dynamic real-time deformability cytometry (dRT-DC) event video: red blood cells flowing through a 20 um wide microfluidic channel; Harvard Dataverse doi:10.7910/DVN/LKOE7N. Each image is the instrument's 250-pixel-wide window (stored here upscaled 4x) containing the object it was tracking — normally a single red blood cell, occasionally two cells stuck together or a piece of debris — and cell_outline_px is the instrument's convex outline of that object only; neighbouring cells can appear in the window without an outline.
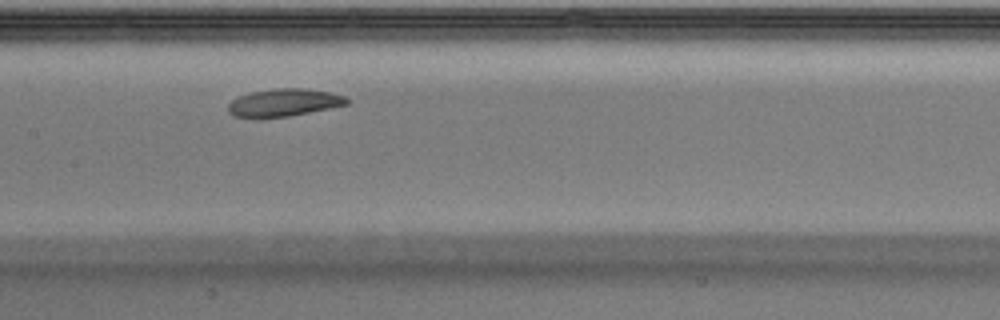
{"species": "Egyptian fruit bat (a non-hibernating species)", "species_latin": "Rousettus aegyptiacus", "temperature_condition": "warm", "stored_images_in_passage": 27, "camera_frame_rate_fps": 3000, "um_per_image_px": 0.085, "animal": {"sex": "male"}, "frame": {"image": 1, "passage_image": 12, "time_ms": 3.667, "image_size_px": [1000, 320], "cell_outline_px": [[348, 104], [288, 116], [256, 120], [232, 116], [228, 112], [228, 104], [232, 100], [240, 96], [252, 92], [272, 88], [308, 88], [332, 92], [344, 96], [348, 100]], "centroid_in_image_um": [24.06, 8.74], "position_along_channel_um": 183.3, "area_um2": 19.48}}